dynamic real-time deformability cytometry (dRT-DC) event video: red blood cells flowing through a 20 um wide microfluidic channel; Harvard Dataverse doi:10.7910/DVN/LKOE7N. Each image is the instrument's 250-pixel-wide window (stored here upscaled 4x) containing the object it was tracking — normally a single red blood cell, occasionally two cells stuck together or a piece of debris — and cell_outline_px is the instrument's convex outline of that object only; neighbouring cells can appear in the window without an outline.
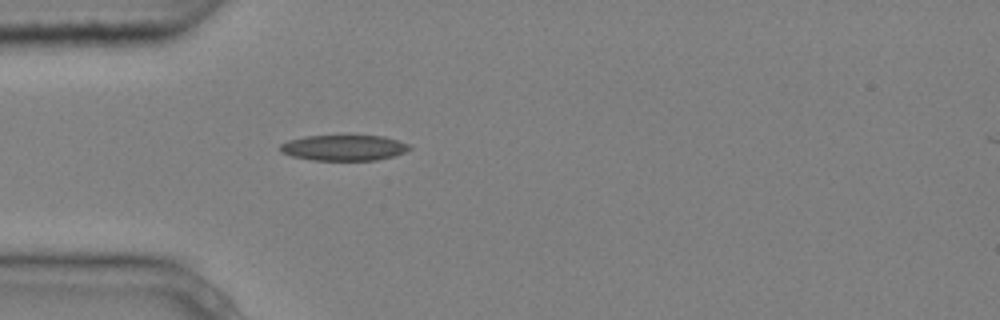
{"species": "common noctule bat (a hibernating species)", "species_latin": "Nyctalus noctula", "temperature_condition": "cold", "stored_images_in_passage": 1, "camera_frame_rate_fps": 3000, "um_per_image_px": 0.085, "animal": {"sex": "male", "body_mass_g": 20.4}, "frame": {"image": 1, "passage_image": 1, "time_ms": 0.0, "image_size_px": [1000, 320], "cell_outline_px": [[412, 148], [404, 152], [392, 156], [376, 160], [312, 160], [292, 156], [280, 152], [280, 144], [288, 140], [304, 136], [384, 136], [408, 144]], "centroid_in_image_um": [29.19, 12.56], "position_along_channel_um": 55.8, "area_um2": 19.19}}